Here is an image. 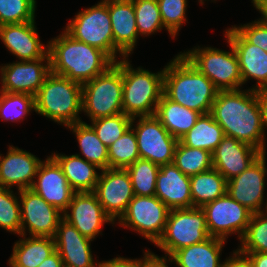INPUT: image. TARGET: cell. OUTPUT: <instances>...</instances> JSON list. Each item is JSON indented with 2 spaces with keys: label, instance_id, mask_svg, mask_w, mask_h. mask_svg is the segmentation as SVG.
Wrapping results in <instances>:
<instances>
[{
  "label": "cell",
  "instance_id": "cell-11",
  "mask_svg": "<svg viewBox=\"0 0 267 267\" xmlns=\"http://www.w3.org/2000/svg\"><path fill=\"white\" fill-rule=\"evenodd\" d=\"M131 127L135 132L140 159L159 166L173 163L179 140L168 132L155 115L133 117Z\"/></svg>",
  "mask_w": 267,
  "mask_h": 267
},
{
  "label": "cell",
  "instance_id": "cell-48",
  "mask_svg": "<svg viewBox=\"0 0 267 267\" xmlns=\"http://www.w3.org/2000/svg\"><path fill=\"white\" fill-rule=\"evenodd\" d=\"M249 259L252 267H267V253L262 252H240Z\"/></svg>",
  "mask_w": 267,
  "mask_h": 267
},
{
  "label": "cell",
  "instance_id": "cell-19",
  "mask_svg": "<svg viewBox=\"0 0 267 267\" xmlns=\"http://www.w3.org/2000/svg\"><path fill=\"white\" fill-rule=\"evenodd\" d=\"M35 178L37 180H34L31 189L47 203L64 213L75 191L71 188L58 163L51 156H47L40 163Z\"/></svg>",
  "mask_w": 267,
  "mask_h": 267
},
{
  "label": "cell",
  "instance_id": "cell-31",
  "mask_svg": "<svg viewBox=\"0 0 267 267\" xmlns=\"http://www.w3.org/2000/svg\"><path fill=\"white\" fill-rule=\"evenodd\" d=\"M222 127L211 113L201 114L196 124L179 140L191 148H200L213 152L224 137Z\"/></svg>",
  "mask_w": 267,
  "mask_h": 267
},
{
  "label": "cell",
  "instance_id": "cell-52",
  "mask_svg": "<svg viewBox=\"0 0 267 267\" xmlns=\"http://www.w3.org/2000/svg\"><path fill=\"white\" fill-rule=\"evenodd\" d=\"M198 1H199L200 5L204 4V0H198Z\"/></svg>",
  "mask_w": 267,
  "mask_h": 267
},
{
  "label": "cell",
  "instance_id": "cell-30",
  "mask_svg": "<svg viewBox=\"0 0 267 267\" xmlns=\"http://www.w3.org/2000/svg\"><path fill=\"white\" fill-rule=\"evenodd\" d=\"M193 207L203 205L227 193V180L215 168L190 176Z\"/></svg>",
  "mask_w": 267,
  "mask_h": 267
},
{
  "label": "cell",
  "instance_id": "cell-6",
  "mask_svg": "<svg viewBox=\"0 0 267 267\" xmlns=\"http://www.w3.org/2000/svg\"><path fill=\"white\" fill-rule=\"evenodd\" d=\"M122 59L82 85V112L90 121L123 113Z\"/></svg>",
  "mask_w": 267,
  "mask_h": 267
},
{
  "label": "cell",
  "instance_id": "cell-8",
  "mask_svg": "<svg viewBox=\"0 0 267 267\" xmlns=\"http://www.w3.org/2000/svg\"><path fill=\"white\" fill-rule=\"evenodd\" d=\"M210 237L204 211L199 207L170 209L162 237L155 244L165 255Z\"/></svg>",
  "mask_w": 267,
  "mask_h": 267
},
{
  "label": "cell",
  "instance_id": "cell-38",
  "mask_svg": "<svg viewBox=\"0 0 267 267\" xmlns=\"http://www.w3.org/2000/svg\"><path fill=\"white\" fill-rule=\"evenodd\" d=\"M240 242L239 252L267 253V215L264 212L252 213Z\"/></svg>",
  "mask_w": 267,
  "mask_h": 267
},
{
  "label": "cell",
  "instance_id": "cell-53",
  "mask_svg": "<svg viewBox=\"0 0 267 267\" xmlns=\"http://www.w3.org/2000/svg\"><path fill=\"white\" fill-rule=\"evenodd\" d=\"M3 93V90L2 89H0V97H1V94Z\"/></svg>",
  "mask_w": 267,
  "mask_h": 267
},
{
  "label": "cell",
  "instance_id": "cell-50",
  "mask_svg": "<svg viewBox=\"0 0 267 267\" xmlns=\"http://www.w3.org/2000/svg\"><path fill=\"white\" fill-rule=\"evenodd\" d=\"M253 6L259 13H261V18L258 20L267 26V0H252Z\"/></svg>",
  "mask_w": 267,
  "mask_h": 267
},
{
  "label": "cell",
  "instance_id": "cell-12",
  "mask_svg": "<svg viewBox=\"0 0 267 267\" xmlns=\"http://www.w3.org/2000/svg\"><path fill=\"white\" fill-rule=\"evenodd\" d=\"M211 237L228 239L236 234L241 240L244 236L252 212L234 200L228 193L201 207Z\"/></svg>",
  "mask_w": 267,
  "mask_h": 267
},
{
  "label": "cell",
  "instance_id": "cell-25",
  "mask_svg": "<svg viewBox=\"0 0 267 267\" xmlns=\"http://www.w3.org/2000/svg\"><path fill=\"white\" fill-rule=\"evenodd\" d=\"M155 196L169 209L193 207L190 176L185 175L174 163L161 165Z\"/></svg>",
  "mask_w": 267,
  "mask_h": 267
},
{
  "label": "cell",
  "instance_id": "cell-21",
  "mask_svg": "<svg viewBox=\"0 0 267 267\" xmlns=\"http://www.w3.org/2000/svg\"><path fill=\"white\" fill-rule=\"evenodd\" d=\"M108 12L114 40V62H117L118 56L124 58L133 53L139 38L133 1L108 0Z\"/></svg>",
  "mask_w": 267,
  "mask_h": 267
},
{
  "label": "cell",
  "instance_id": "cell-33",
  "mask_svg": "<svg viewBox=\"0 0 267 267\" xmlns=\"http://www.w3.org/2000/svg\"><path fill=\"white\" fill-rule=\"evenodd\" d=\"M173 163L185 174L192 176L213 168L212 153L200 148H191L178 142Z\"/></svg>",
  "mask_w": 267,
  "mask_h": 267
},
{
  "label": "cell",
  "instance_id": "cell-23",
  "mask_svg": "<svg viewBox=\"0 0 267 267\" xmlns=\"http://www.w3.org/2000/svg\"><path fill=\"white\" fill-rule=\"evenodd\" d=\"M55 248L64 266L98 267L91 251L92 239L82 235L73 225L63 218L59 221L54 235Z\"/></svg>",
  "mask_w": 267,
  "mask_h": 267
},
{
  "label": "cell",
  "instance_id": "cell-36",
  "mask_svg": "<svg viewBox=\"0 0 267 267\" xmlns=\"http://www.w3.org/2000/svg\"><path fill=\"white\" fill-rule=\"evenodd\" d=\"M35 111V97L25 93L4 92L0 97V118L2 121L20 122Z\"/></svg>",
  "mask_w": 267,
  "mask_h": 267
},
{
  "label": "cell",
  "instance_id": "cell-34",
  "mask_svg": "<svg viewBox=\"0 0 267 267\" xmlns=\"http://www.w3.org/2000/svg\"><path fill=\"white\" fill-rule=\"evenodd\" d=\"M136 196H155L156 179L160 166L149 160L138 159L125 168Z\"/></svg>",
  "mask_w": 267,
  "mask_h": 267
},
{
  "label": "cell",
  "instance_id": "cell-41",
  "mask_svg": "<svg viewBox=\"0 0 267 267\" xmlns=\"http://www.w3.org/2000/svg\"><path fill=\"white\" fill-rule=\"evenodd\" d=\"M36 0H0V26L35 21Z\"/></svg>",
  "mask_w": 267,
  "mask_h": 267
},
{
  "label": "cell",
  "instance_id": "cell-45",
  "mask_svg": "<svg viewBox=\"0 0 267 267\" xmlns=\"http://www.w3.org/2000/svg\"><path fill=\"white\" fill-rule=\"evenodd\" d=\"M232 254L224 260L221 267H252L247 256L241 254L237 249L233 250Z\"/></svg>",
  "mask_w": 267,
  "mask_h": 267
},
{
  "label": "cell",
  "instance_id": "cell-28",
  "mask_svg": "<svg viewBox=\"0 0 267 267\" xmlns=\"http://www.w3.org/2000/svg\"><path fill=\"white\" fill-rule=\"evenodd\" d=\"M20 236L22 239L14 243L8 259L10 267H38L56 250L53 237Z\"/></svg>",
  "mask_w": 267,
  "mask_h": 267
},
{
  "label": "cell",
  "instance_id": "cell-43",
  "mask_svg": "<svg viewBox=\"0 0 267 267\" xmlns=\"http://www.w3.org/2000/svg\"><path fill=\"white\" fill-rule=\"evenodd\" d=\"M249 43L267 52V26L258 19L251 23L233 26Z\"/></svg>",
  "mask_w": 267,
  "mask_h": 267
},
{
  "label": "cell",
  "instance_id": "cell-1",
  "mask_svg": "<svg viewBox=\"0 0 267 267\" xmlns=\"http://www.w3.org/2000/svg\"><path fill=\"white\" fill-rule=\"evenodd\" d=\"M211 114L222 127L224 135L247 143L266 153L257 91L219 90L212 105Z\"/></svg>",
  "mask_w": 267,
  "mask_h": 267
},
{
  "label": "cell",
  "instance_id": "cell-24",
  "mask_svg": "<svg viewBox=\"0 0 267 267\" xmlns=\"http://www.w3.org/2000/svg\"><path fill=\"white\" fill-rule=\"evenodd\" d=\"M261 154V151L247 143L238 141L233 137L224 136L212 152L213 168L219 171L228 181L240 175Z\"/></svg>",
  "mask_w": 267,
  "mask_h": 267
},
{
  "label": "cell",
  "instance_id": "cell-2",
  "mask_svg": "<svg viewBox=\"0 0 267 267\" xmlns=\"http://www.w3.org/2000/svg\"><path fill=\"white\" fill-rule=\"evenodd\" d=\"M61 33L48 42L51 73L83 85L114 64L101 49Z\"/></svg>",
  "mask_w": 267,
  "mask_h": 267
},
{
  "label": "cell",
  "instance_id": "cell-35",
  "mask_svg": "<svg viewBox=\"0 0 267 267\" xmlns=\"http://www.w3.org/2000/svg\"><path fill=\"white\" fill-rule=\"evenodd\" d=\"M109 168H122L140 159L137 140L130 126L124 134L108 147Z\"/></svg>",
  "mask_w": 267,
  "mask_h": 267
},
{
  "label": "cell",
  "instance_id": "cell-42",
  "mask_svg": "<svg viewBox=\"0 0 267 267\" xmlns=\"http://www.w3.org/2000/svg\"><path fill=\"white\" fill-rule=\"evenodd\" d=\"M164 28L174 39L186 20L187 0H157Z\"/></svg>",
  "mask_w": 267,
  "mask_h": 267
},
{
  "label": "cell",
  "instance_id": "cell-22",
  "mask_svg": "<svg viewBox=\"0 0 267 267\" xmlns=\"http://www.w3.org/2000/svg\"><path fill=\"white\" fill-rule=\"evenodd\" d=\"M41 162L34 154L9 145L6 156L0 154V187L31 188Z\"/></svg>",
  "mask_w": 267,
  "mask_h": 267
},
{
  "label": "cell",
  "instance_id": "cell-47",
  "mask_svg": "<svg viewBox=\"0 0 267 267\" xmlns=\"http://www.w3.org/2000/svg\"><path fill=\"white\" fill-rule=\"evenodd\" d=\"M257 101L260 107L263 131L267 130V90H257Z\"/></svg>",
  "mask_w": 267,
  "mask_h": 267
},
{
  "label": "cell",
  "instance_id": "cell-29",
  "mask_svg": "<svg viewBox=\"0 0 267 267\" xmlns=\"http://www.w3.org/2000/svg\"><path fill=\"white\" fill-rule=\"evenodd\" d=\"M155 116L173 137L180 140L196 124L201 113L173 102L163 94Z\"/></svg>",
  "mask_w": 267,
  "mask_h": 267
},
{
  "label": "cell",
  "instance_id": "cell-13",
  "mask_svg": "<svg viewBox=\"0 0 267 267\" xmlns=\"http://www.w3.org/2000/svg\"><path fill=\"white\" fill-rule=\"evenodd\" d=\"M20 201L21 235L54 237L62 212L31 188L17 191Z\"/></svg>",
  "mask_w": 267,
  "mask_h": 267
},
{
  "label": "cell",
  "instance_id": "cell-44",
  "mask_svg": "<svg viewBox=\"0 0 267 267\" xmlns=\"http://www.w3.org/2000/svg\"><path fill=\"white\" fill-rule=\"evenodd\" d=\"M144 257L138 259V267H169L167 264L170 261V256L165 255L164 257H159L150 250L144 251Z\"/></svg>",
  "mask_w": 267,
  "mask_h": 267
},
{
  "label": "cell",
  "instance_id": "cell-16",
  "mask_svg": "<svg viewBox=\"0 0 267 267\" xmlns=\"http://www.w3.org/2000/svg\"><path fill=\"white\" fill-rule=\"evenodd\" d=\"M50 73V58L15 61L0 66L1 89L4 92L25 93L35 97Z\"/></svg>",
  "mask_w": 267,
  "mask_h": 267
},
{
  "label": "cell",
  "instance_id": "cell-17",
  "mask_svg": "<svg viewBox=\"0 0 267 267\" xmlns=\"http://www.w3.org/2000/svg\"><path fill=\"white\" fill-rule=\"evenodd\" d=\"M62 217L92 240L102 234L101 228L105 223L115 224L93 192H75Z\"/></svg>",
  "mask_w": 267,
  "mask_h": 267
},
{
  "label": "cell",
  "instance_id": "cell-27",
  "mask_svg": "<svg viewBox=\"0 0 267 267\" xmlns=\"http://www.w3.org/2000/svg\"><path fill=\"white\" fill-rule=\"evenodd\" d=\"M61 167L64 176L75 192H93L99 179L96 165L86 161L80 154L65 155L52 153L50 155Z\"/></svg>",
  "mask_w": 267,
  "mask_h": 267
},
{
  "label": "cell",
  "instance_id": "cell-14",
  "mask_svg": "<svg viewBox=\"0 0 267 267\" xmlns=\"http://www.w3.org/2000/svg\"><path fill=\"white\" fill-rule=\"evenodd\" d=\"M93 193L105 213L115 223L135 196L130 176L126 169L107 168L101 170Z\"/></svg>",
  "mask_w": 267,
  "mask_h": 267
},
{
  "label": "cell",
  "instance_id": "cell-10",
  "mask_svg": "<svg viewBox=\"0 0 267 267\" xmlns=\"http://www.w3.org/2000/svg\"><path fill=\"white\" fill-rule=\"evenodd\" d=\"M170 209L156 196H134L122 217L117 220L154 245L162 237Z\"/></svg>",
  "mask_w": 267,
  "mask_h": 267
},
{
  "label": "cell",
  "instance_id": "cell-39",
  "mask_svg": "<svg viewBox=\"0 0 267 267\" xmlns=\"http://www.w3.org/2000/svg\"><path fill=\"white\" fill-rule=\"evenodd\" d=\"M90 122L91 124L89 125L94 129L102 143L108 148L131 126L132 117L120 113L110 117L98 118Z\"/></svg>",
  "mask_w": 267,
  "mask_h": 267
},
{
  "label": "cell",
  "instance_id": "cell-15",
  "mask_svg": "<svg viewBox=\"0 0 267 267\" xmlns=\"http://www.w3.org/2000/svg\"><path fill=\"white\" fill-rule=\"evenodd\" d=\"M266 153H262L246 170L227 181V193L252 213L263 212Z\"/></svg>",
  "mask_w": 267,
  "mask_h": 267
},
{
  "label": "cell",
  "instance_id": "cell-46",
  "mask_svg": "<svg viewBox=\"0 0 267 267\" xmlns=\"http://www.w3.org/2000/svg\"><path fill=\"white\" fill-rule=\"evenodd\" d=\"M98 267H138V258L115 257L107 261H99Z\"/></svg>",
  "mask_w": 267,
  "mask_h": 267
},
{
  "label": "cell",
  "instance_id": "cell-3",
  "mask_svg": "<svg viewBox=\"0 0 267 267\" xmlns=\"http://www.w3.org/2000/svg\"><path fill=\"white\" fill-rule=\"evenodd\" d=\"M219 90L180 52L164 67L163 94L201 114L211 113Z\"/></svg>",
  "mask_w": 267,
  "mask_h": 267
},
{
  "label": "cell",
  "instance_id": "cell-49",
  "mask_svg": "<svg viewBox=\"0 0 267 267\" xmlns=\"http://www.w3.org/2000/svg\"><path fill=\"white\" fill-rule=\"evenodd\" d=\"M63 266H64L63 261L58 251L55 250L38 267H63Z\"/></svg>",
  "mask_w": 267,
  "mask_h": 267
},
{
  "label": "cell",
  "instance_id": "cell-4",
  "mask_svg": "<svg viewBox=\"0 0 267 267\" xmlns=\"http://www.w3.org/2000/svg\"><path fill=\"white\" fill-rule=\"evenodd\" d=\"M35 112L66 127L81 122L82 84L50 73L35 96Z\"/></svg>",
  "mask_w": 267,
  "mask_h": 267
},
{
  "label": "cell",
  "instance_id": "cell-32",
  "mask_svg": "<svg viewBox=\"0 0 267 267\" xmlns=\"http://www.w3.org/2000/svg\"><path fill=\"white\" fill-rule=\"evenodd\" d=\"M76 135L83 158L100 170L109 168L108 148L96 135L94 129L85 121L67 126Z\"/></svg>",
  "mask_w": 267,
  "mask_h": 267
},
{
  "label": "cell",
  "instance_id": "cell-5",
  "mask_svg": "<svg viewBox=\"0 0 267 267\" xmlns=\"http://www.w3.org/2000/svg\"><path fill=\"white\" fill-rule=\"evenodd\" d=\"M123 113L130 117L155 115L164 88V68L153 73L142 67L133 68L128 57L122 58Z\"/></svg>",
  "mask_w": 267,
  "mask_h": 267
},
{
  "label": "cell",
  "instance_id": "cell-51",
  "mask_svg": "<svg viewBox=\"0 0 267 267\" xmlns=\"http://www.w3.org/2000/svg\"><path fill=\"white\" fill-rule=\"evenodd\" d=\"M266 205H265V208H264V210H263V212L267 215V200H266Z\"/></svg>",
  "mask_w": 267,
  "mask_h": 267
},
{
  "label": "cell",
  "instance_id": "cell-37",
  "mask_svg": "<svg viewBox=\"0 0 267 267\" xmlns=\"http://www.w3.org/2000/svg\"><path fill=\"white\" fill-rule=\"evenodd\" d=\"M137 31L140 36H149L164 28L157 0H132Z\"/></svg>",
  "mask_w": 267,
  "mask_h": 267
},
{
  "label": "cell",
  "instance_id": "cell-40",
  "mask_svg": "<svg viewBox=\"0 0 267 267\" xmlns=\"http://www.w3.org/2000/svg\"><path fill=\"white\" fill-rule=\"evenodd\" d=\"M0 228L21 235L19 196L10 188L0 187Z\"/></svg>",
  "mask_w": 267,
  "mask_h": 267
},
{
  "label": "cell",
  "instance_id": "cell-26",
  "mask_svg": "<svg viewBox=\"0 0 267 267\" xmlns=\"http://www.w3.org/2000/svg\"><path fill=\"white\" fill-rule=\"evenodd\" d=\"M225 241L210 236L203 242L175 251L169 262L176 267H221L220 255Z\"/></svg>",
  "mask_w": 267,
  "mask_h": 267
},
{
  "label": "cell",
  "instance_id": "cell-9",
  "mask_svg": "<svg viewBox=\"0 0 267 267\" xmlns=\"http://www.w3.org/2000/svg\"><path fill=\"white\" fill-rule=\"evenodd\" d=\"M64 31L73 39L104 51L114 61V40L108 0L81 10L68 22Z\"/></svg>",
  "mask_w": 267,
  "mask_h": 267
},
{
  "label": "cell",
  "instance_id": "cell-20",
  "mask_svg": "<svg viewBox=\"0 0 267 267\" xmlns=\"http://www.w3.org/2000/svg\"><path fill=\"white\" fill-rule=\"evenodd\" d=\"M35 21L0 26V40L18 60L50 58L49 46L38 37Z\"/></svg>",
  "mask_w": 267,
  "mask_h": 267
},
{
  "label": "cell",
  "instance_id": "cell-18",
  "mask_svg": "<svg viewBox=\"0 0 267 267\" xmlns=\"http://www.w3.org/2000/svg\"><path fill=\"white\" fill-rule=\"evenodd\" d=\"M226 40L231 42L240 67L242 86L248 80H256L252 90H267V52L249 43L233 26L225 30Z\"/></svg>",
  "mask_w": 267,
  "mask_h": 267
},
{
  "label": "cell",
  "instance_id": "cell-7",
  "mask_svg": "<svg viewBox=\"0 0 267 267\" xmlns=\"http://www.w3.org/2000/svg\"><path fill=\"white\" fill-rule=\"evenodd\" d=\"M231 51L200 46L182 54L209 80L218 90H238L242 88V77L237 55L231 42L227 41Z\"/></svg>",
  "mask_w": 267,
  "mask_h": 267
}]
</instances>
